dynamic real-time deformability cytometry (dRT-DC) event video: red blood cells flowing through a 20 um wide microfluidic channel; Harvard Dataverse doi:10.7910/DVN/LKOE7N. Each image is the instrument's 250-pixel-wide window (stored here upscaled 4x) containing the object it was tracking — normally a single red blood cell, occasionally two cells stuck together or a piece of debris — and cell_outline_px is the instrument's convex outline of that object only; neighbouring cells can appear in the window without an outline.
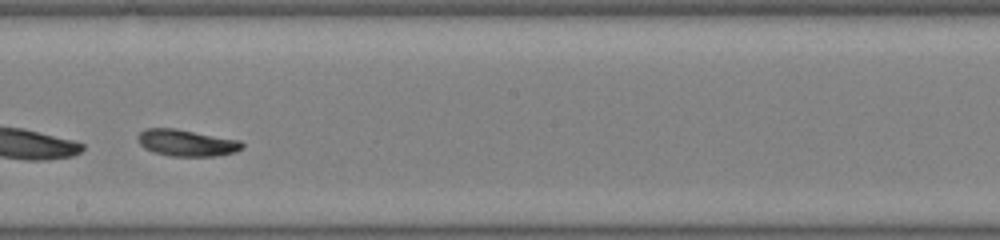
{"species": "common noctule bat (a hibernating species)", "species_latin": "Nyctalus noctula", "temperature_condition": "warm", "stored_images_in_passage": 25, "camera_frame_rate_fps": 3000, "um_per_image_px": 0.085, "animal": {"sex": "male", "body_mass_g": 19.0, "forearm_length_mm": 50.8}, "frame": {"image": 1, "passage_image": 15, "time_ms": 4.667, "image_size_px": [1000, 240], "cell_outline_px": [[244, 148], [236, 152], [216, 156], [172, 156], [152, 152], [144, 148], [136, 140], [136, 136], [144, 128], [176, 128], [240, 140], [244, 144]], "centroid_in_image_um": [15.85, 12.14], "position_along_channel_um": 232.4, "area_um2": 16.47}}